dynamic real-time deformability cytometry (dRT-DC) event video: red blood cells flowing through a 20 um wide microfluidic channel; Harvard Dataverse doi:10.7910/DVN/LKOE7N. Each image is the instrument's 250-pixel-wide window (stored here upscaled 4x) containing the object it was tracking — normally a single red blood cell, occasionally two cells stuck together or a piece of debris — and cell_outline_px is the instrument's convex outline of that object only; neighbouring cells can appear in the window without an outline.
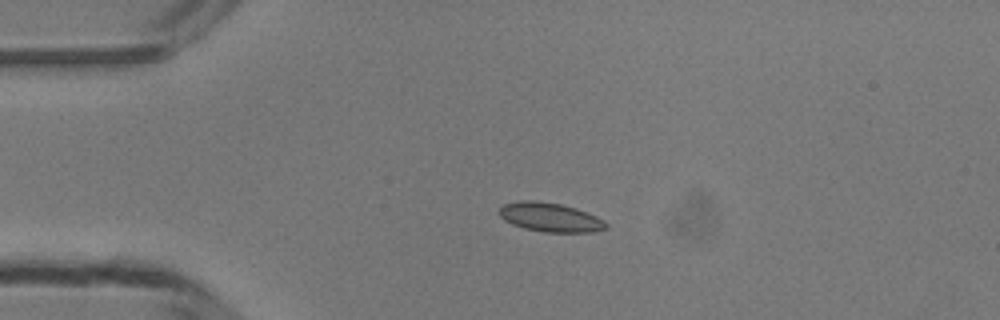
{"species": "common noctule bat (a hibernating species)", "species_latin": "Nyctalus noctula", "temperature_condition": "room temperature", "stored_images_in_passage": 42, "camera_frame_rate_fps": 3000, "um_per_image_px": 0.085, "animal": {"sex": "male", "body_mass_g": 13.3}, "frame": {"image": 1, "passage_image": 11, "time_ms": 3.333, "image_size_px": [1000, 320], "cell_outline_px": [[608, 228], [596, 232], [544, 232], [524, 228], [512, 224], [504, 220], [496, 212], [504, 204], [520, 200], [536, 200], [560, 204], [576, 208], [596, 216], [604, 220], [608, 224]], "centroid_in_image_um": [46.76, 18.47], "position_along_channel_um": 38.2, "area_um2": 18.26}}
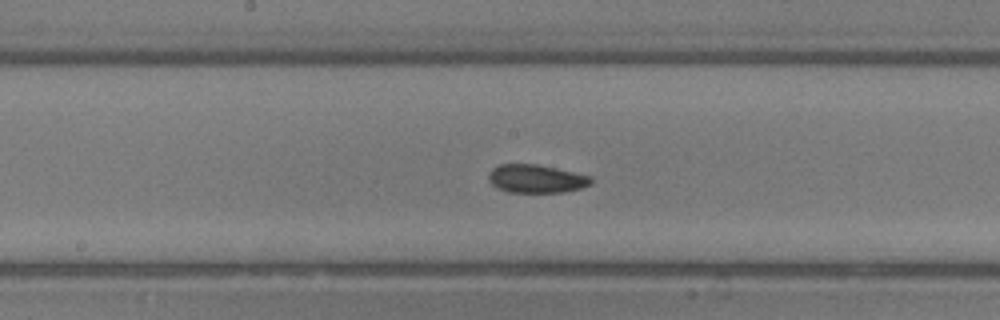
{"frame": {"image": 2, "passage_image": 25, "time_ms": 8.0, "image_size_px": [1000, 320], "cell_outline_px": [[592, 184], [580, 188], [564, 192], [508, 192], [496, 188], [488, 180], [488, 172], [492, 168], [500, 164], [536, 164], [556, 168], [592, 176]], "centroid_in_image_um": [45.56, 15.19], "position_along_channel_um": 202.6, "area_um2": 16.99}}
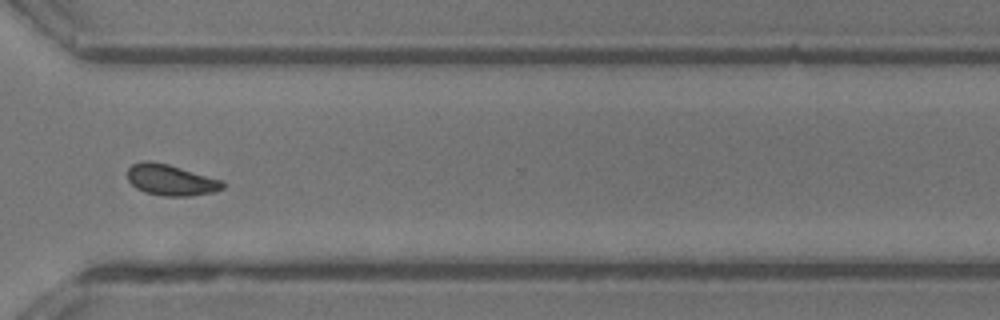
{"frame": {"image": 3, "passage_image": 36, "time_ms": 11.667, "image_size_px": [1000, 320], "cell_outline_px": [[224, 188], [212, 192], [188, 196], [164, 196], [144, 192], [136, 188], [128, 180], [128, 168], [132, 164], [144, 160], [152, 160], [168, 164], [224, 180]], "centroid_in_image_um": [14.52, 15.28], "position_along_channel_um": 356.1, "area_um2": 17.34}, "authors_computed_cell_mechanics": {"area_um2": 17.3111, "velocity_mm_per_s": 4.1989, "shape_relaxation_time_tau1_ms": null, "shape_relaxation_time_tau2_ms": 2.6477, "deformation_change_tau1": null, "deformation_change_tau2": 0.0659}}